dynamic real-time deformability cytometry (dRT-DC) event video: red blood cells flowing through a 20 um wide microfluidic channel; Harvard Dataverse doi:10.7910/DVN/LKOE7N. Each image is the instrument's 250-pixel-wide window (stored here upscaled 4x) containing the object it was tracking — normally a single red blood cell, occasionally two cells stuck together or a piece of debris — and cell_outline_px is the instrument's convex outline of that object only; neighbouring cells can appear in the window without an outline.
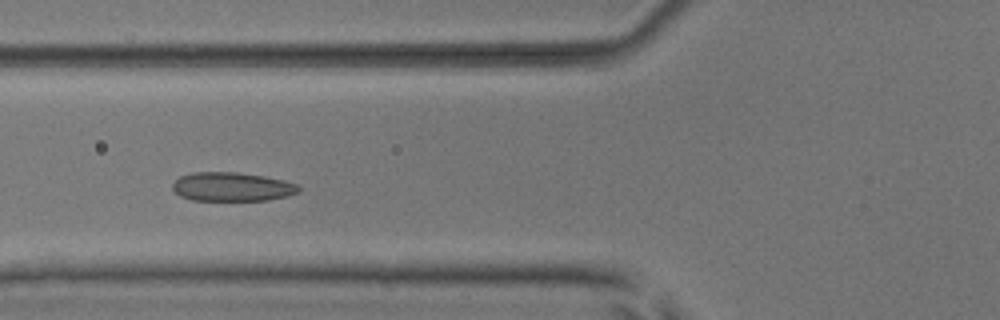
{"species": "common noctule bat (a hibernating species)", "species_latin": "Nyctalus noctula", "temperature_condition": "room temperature", "stored_images_in_passage": 7, "camera_frame_rate_fps": 3000, "um_per_image_px": 0.085, "animal": {"sex": "male", "body_mass_g": 17.9, "forearm_length_mm": 54.2}, "frame": {"image": 1, "passage_image": 5, "time_ms": 1.333, "image_size_px": [1000, 320], "cell_outline_px": [[300, 192], [288, 196], [268, 200], [192, 200], [180, 196], [172, 188], [172, 184], [180, 176], [192, 172], [236, 172], [264, 176], [284, 180], [296, 184], [300, 188]], "centroid_in_image_um": [19.73, 15.87], "position_along_channel_um": 106.1, "area_um2": 21.27}}
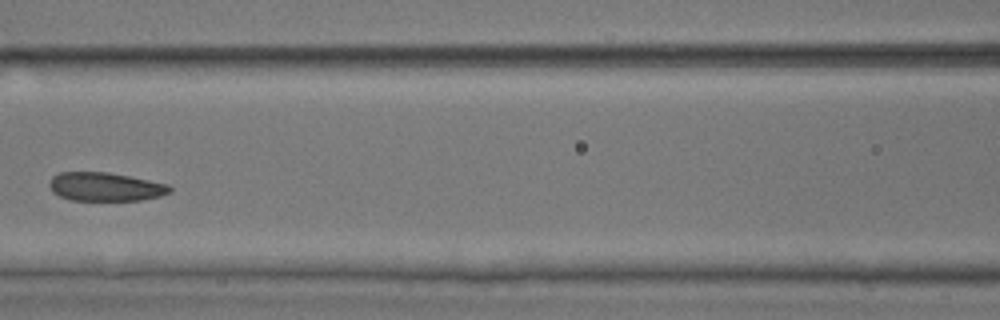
{"frame": {"image": 2, "passage_image": 6, "time_ms": 1.667, "image_size_px": [1000, 320], "cell_outline_px": [[172, 192], [160, 196], [140, 200], [72, 200], [60, 196], [52, 192], [48, 184], [52, 176], [60, 172], [108, 172], [168, 184], [172, 188]], "centroid_in_image_um": [8.94, 15.87], "position_along_channel_um": 157.7, "area_um2": 20.06}}
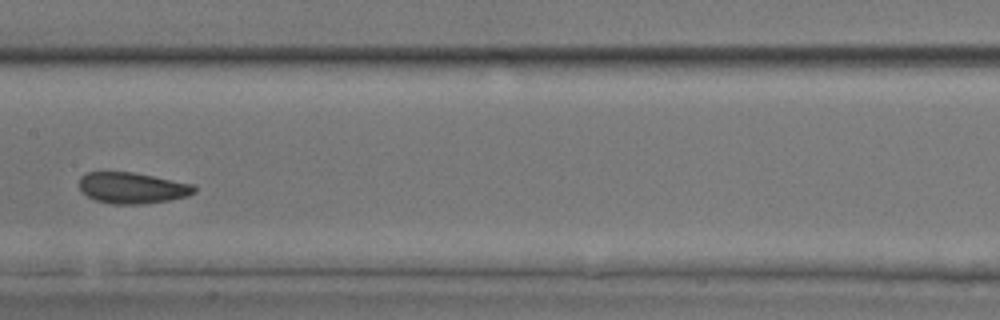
{"frame": {"image": 3, "passage_image": 7, "time_ms": 2.0, "image_size_px": [1000, 320], "cell_outline_px": [[196, 192], [188, 196], [168, 200], [144, 204], [108, 204], [96, 200], [88, 196], [80, 188], [80, 176], [88, 172], [132, 172], [192, 184], [196, 188]], "centroid_in_image_um": [11.24, 15.98], "position_along_channel_um": 196.2, "area_um2": 20.69}}